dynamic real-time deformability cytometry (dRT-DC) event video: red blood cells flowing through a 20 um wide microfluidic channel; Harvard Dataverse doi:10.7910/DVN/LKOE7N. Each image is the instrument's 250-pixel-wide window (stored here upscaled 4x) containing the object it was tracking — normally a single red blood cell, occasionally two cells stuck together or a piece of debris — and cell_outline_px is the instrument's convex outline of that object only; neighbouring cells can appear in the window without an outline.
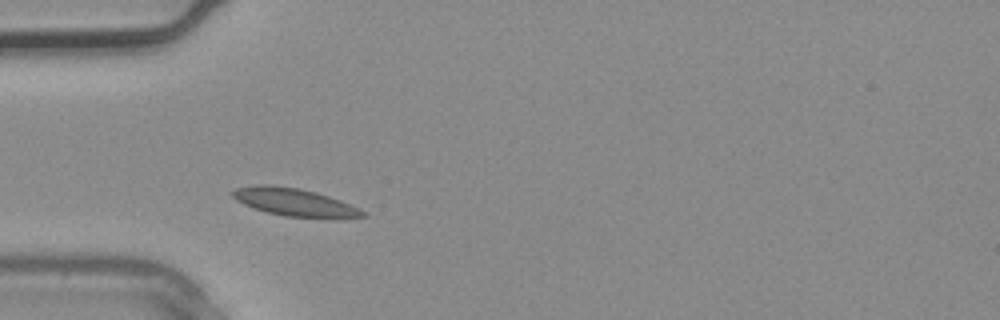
{"species": "common noctule bat (a hibernating species)", "species_latin": "Nyctalus noctula", "temperature_condition": "warm", "stored_images_in_passage": 27, "camera_frame_rate_fps": 3000, "um_per_image_px": 0.085, "animal": {"sex": "male", "body_mass_g": 20.4}, "frame": {"image": 1, "passage_image": 1, "time_ms": 0.0, "image_size_px": [1000, 320], "cell_outline_px": [[368, 216], [284, 216], [268, 212], [244, 204], [236, 200], [228, 192], [236, 188], [256, 184], [272, 184], [296, 188], [316, 192], [340, 200], [360, 208]], "centroid_in_image_um": [24.91, 17.13], "position_along_channel_um": 60.1, "area_um2": 20.35}}